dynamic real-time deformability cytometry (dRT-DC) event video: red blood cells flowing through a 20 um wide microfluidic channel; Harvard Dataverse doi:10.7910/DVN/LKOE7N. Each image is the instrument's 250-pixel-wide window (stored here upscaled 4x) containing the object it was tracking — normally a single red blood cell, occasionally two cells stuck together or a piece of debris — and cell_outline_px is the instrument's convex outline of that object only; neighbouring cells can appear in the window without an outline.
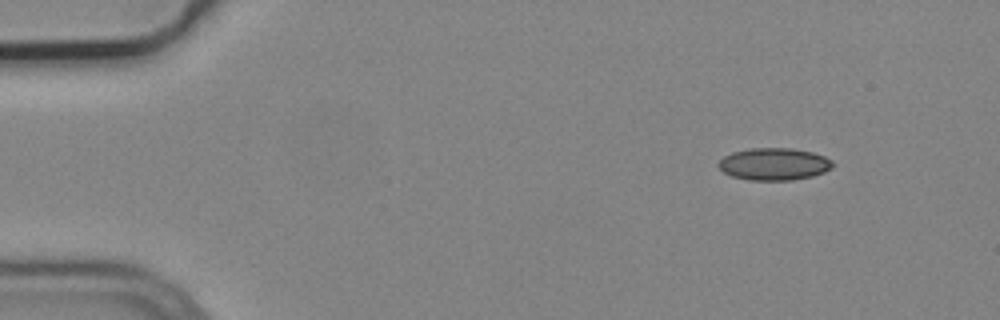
{"species": "common noctule bat (a hibernating species)", "species_latin": "Nyctalus noctula", "temperature_condition": "cold", "stored_images_in_passage": 4, "camera_frame_rate_fps": 3000, "um_per_image_px": 0.085, "animal": {"sex": "male", "body_mass_g": 19.2, "forearm_length_mm": 51.8}, "frame": {"image": 1, "passage_image": 1, "time_ms": 0.0, "image_size_px": [1000, 320], "cell_outline_px": [[832, 168], [824, 172], [812, 176], [792, 180], [748, 180], [732, 176], [724, 172], [716, 164], [724, 156], [732, 152], [752, 148], [792, 148], [812, 152], [824, 156], [832, 160]], "centroid_in_image_um": [65.79, 13.94], "position_along_channel_um": 19.2, "area_um2": 21.44}}